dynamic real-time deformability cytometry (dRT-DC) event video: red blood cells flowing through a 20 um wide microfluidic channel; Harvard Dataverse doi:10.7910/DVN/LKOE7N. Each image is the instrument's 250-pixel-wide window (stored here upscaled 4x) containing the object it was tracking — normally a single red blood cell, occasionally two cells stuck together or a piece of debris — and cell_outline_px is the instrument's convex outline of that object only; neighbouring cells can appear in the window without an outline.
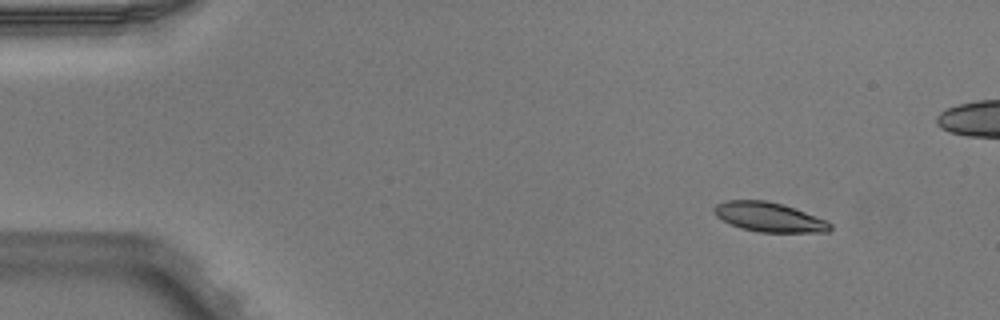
{"species": "Egyptian fruit bat (a non-hibernating species)", "species_latin": "Rousettus aegyptiacus", "temperature_condition": "warm", "stored_images_in_passage": 5, "camera_frame_rate_fps": 3000, "um_per_image_px": 0.085, "animal": {"sex": "male"}, "frame": {"image": 1, "passage_image": 2, "time_ms": 0.333, "image_size_px": [1000, 320], "cell_outline_px": [[832, 228], [828, 232], [760, 232], [740, 228], [716, 216], [712, 212], [712, 208], [716, 204], [724, 200], [764, 200], [784, 204], [824, 220], [832, 224]], "centroid_in_image_um": [65.33, 18.44], "position_along_channel_um": 19.7, "area_um2": 19.83}}